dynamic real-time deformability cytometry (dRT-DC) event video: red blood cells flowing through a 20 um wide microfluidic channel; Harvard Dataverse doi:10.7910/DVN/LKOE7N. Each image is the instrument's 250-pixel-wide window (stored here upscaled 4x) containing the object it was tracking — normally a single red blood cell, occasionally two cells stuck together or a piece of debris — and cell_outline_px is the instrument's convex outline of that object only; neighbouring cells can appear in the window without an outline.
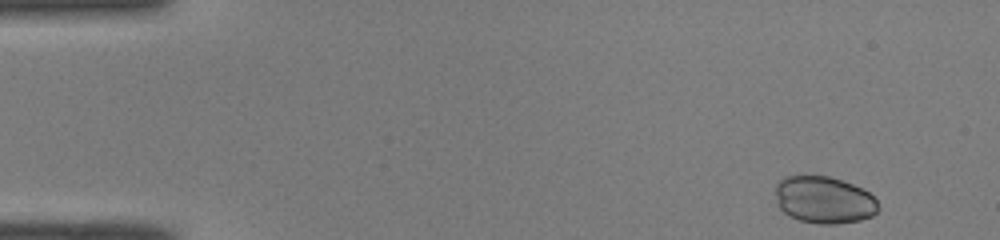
{"species": "common noctule bat (a hibernating species)", "species_latin": "Nyctalus noctula", "temperature_condition": "room temperature", "stored_images_in_passage": 48, "camera_frame_rate_fps": 3000, "um_per_image_px": 0.085, "animal": {"sex": "male", "body_mass_g": 19.0, "forearm_length_mm": 50.8}, "frame": {"image": 1, "passage_image": 2, "time_ms": 0.333, "image_size_px": [1000, 240], "cell_outline_px": [[880, 208], [872, 216], [860, 220], [836, 224], [820, 224], [800, 220], [784, 212], [776, 204], [776, 184], [784, 176], [804, 172], [828, 176], [852, 184], [868, 192], [876, 200]], "centroid_in_image_um": [70.0, 16.95], "position_along_channel_um": 15.0, "area_um2": 28.73}}
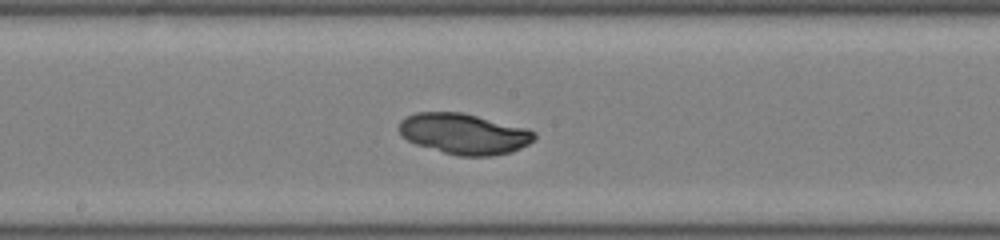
{"frame": {"image": 2, "passage_image": 25, "time_ms": 8.0, "image_size_px": [1000, 240], "cell_outline_px": [[536, 136], [528, 144], [512, 152], [492, 156], [460, 156], [444, 152], [416, 144], [400, 136], [396, 128], [400, 120], [416, 112], [460, 112], [528, 128], [536, 132]], "centroid_in_image_um": [39.41, 11.37], "position_along_channel_um": 208.8, "area_um2": 32.19}}
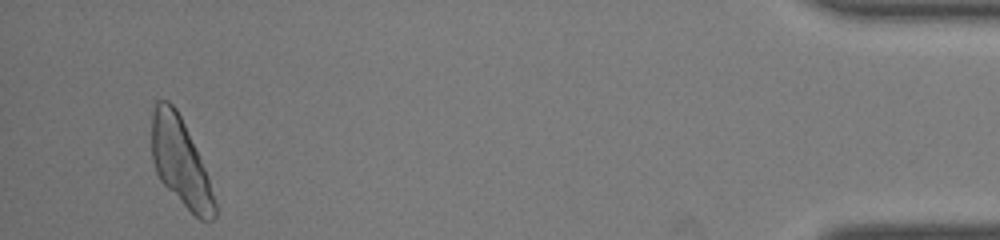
{"frame": {"image": 3, "passage_image": 46, "time_ms": 15.0, "image_size_px": [1000, 240], "cell_outline_px": [[216, 216], [212, 220], [200, 220], [160, 180], [156, 172], [152, 160], [152, 112], [156, 100], [168, 100], [176, 108], [184, 124], [208, 176], [216, 200]], "centroid_in_image_um": [15.33, 13.77], "position_along_channel_um": 419.9, "area_um2": 31.73}}